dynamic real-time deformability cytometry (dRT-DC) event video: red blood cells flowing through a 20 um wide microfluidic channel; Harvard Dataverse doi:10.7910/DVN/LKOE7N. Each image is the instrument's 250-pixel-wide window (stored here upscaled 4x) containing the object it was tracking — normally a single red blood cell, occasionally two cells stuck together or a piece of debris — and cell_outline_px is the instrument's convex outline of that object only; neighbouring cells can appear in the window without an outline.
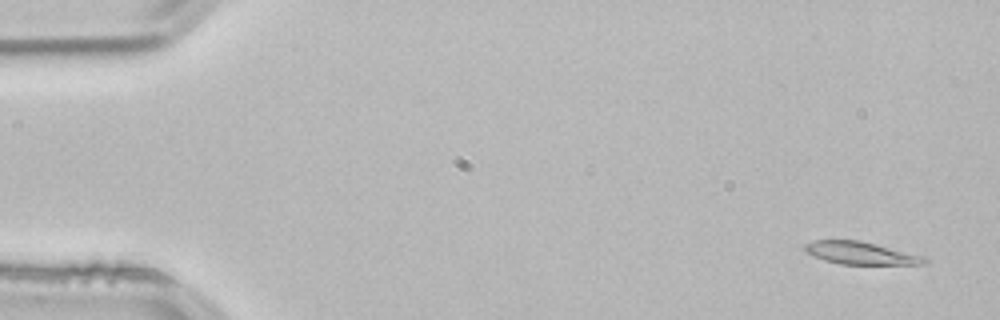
{"species": "common noctule bat (a hibernating species)", "species_latin": "Nyctalus noctula", "temperature_condition": "room temperature", "stored_images_in_passage": 53, "camera_frame_rate_fps": 3000, "um_per_image_px": 0.085, "animal": {"sex": "male", "body_mass_g": 21.5, "forearm_length_mm": 52.0}, "frame": {"image": 1, "passage_image": 3, "time_ms": 0.667, "image_size_px": [1000, 320], "cell_outline_px": [[928, 264], [840, 264], [824, 260], [808, 252], [804, 248], [804, 244], [816, 240], [860, 240], [924, 256], [928, 260]], "centroid_in_image_um": [73.19, 21.51], "position_along_channel_um": 11.8, "area_um2": 15.55}}
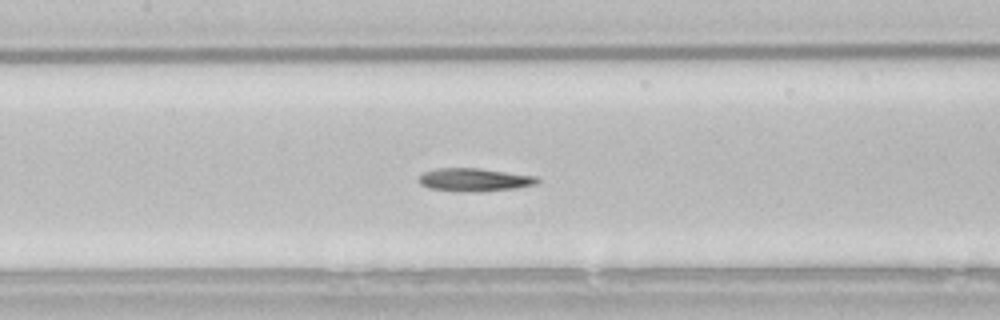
{"frame": {"image": 2, "passage_image": 25, "time_ms": 8.0, "image_size_px": [1000, 320], "cell_outline_px": [[540, 180], [536, 184], [512, 188], [480, 192], [460, 192], [428, 188], [420, 184], [420, 176], [424, 172], [436, 168], [480, 168], [536, 176]], "centroid_in_image_um": [40.3, 15.28], "position_along_channel_um": 167.1, "area_um2": 15.95}}
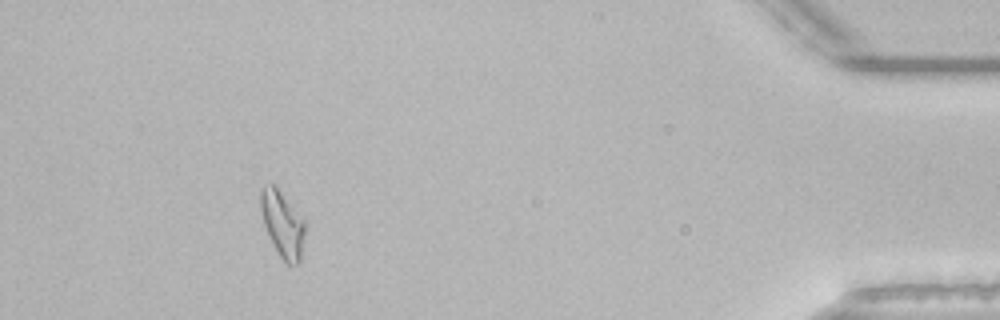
{"frame": {"image": 3, "passage_image": 49, "time_ms": 16.0, "image_size_px": [1000, 320], "cell_outline_px": [[308, 224], [300, 260], [296, 264], [288, 264], [280, 256], [264, 224], [260, 208], [260, 188], [264, 184], [272, 184], [280, 192]], "centroid_in_image_um": [24.04, 19.03], "position_along_channel_um": 411.2, "area_um2": 16.88}, "authors_computed_cell_mechanics": {"area_um2": 15.895, "velocity_mm_per_s": 3.8251, "shape_relaxation_time_tau1_ms": 7.5512, "shape_relaxation_time_tau2_ms": null, "deformation_change_tau1": 0.2395, "deformation_change_tau2": null}}